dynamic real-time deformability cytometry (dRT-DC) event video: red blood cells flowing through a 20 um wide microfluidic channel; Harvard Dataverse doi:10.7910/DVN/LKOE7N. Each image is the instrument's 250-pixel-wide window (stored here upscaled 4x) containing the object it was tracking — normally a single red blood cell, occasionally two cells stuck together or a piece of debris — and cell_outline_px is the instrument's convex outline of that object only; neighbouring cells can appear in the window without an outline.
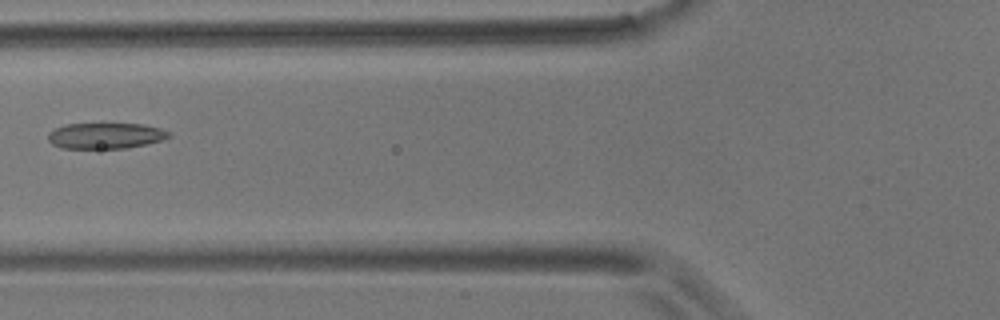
{"species": "common noctule bat (a hibernating species)", "species_latin": "Nyctalus noctula", "temperature_condition": "room temperature", "stored_images_in_passage": 8, "camera_frame_rate_fps": 3000, "um_per_image_px": 0.085, "animal": {"sex": "male", "body_mass_g": 17.9}, "frame": {"image": 1, "passage_image": 6, "time_ms": 6.0, "image_size_px": [1000, 320], "cell_outline_px": [[172, 136], [160, 140], [144, 144], [124, 148], [60, 148], [52, 144], [48, 140], [48, 132], [64, 124], [144, 124], [160, 128], [172, 132]], "centroid_in_image_um": [8.96, 11.53], "position_along_channel_um": 116.8, "area_um2": 18.15}}
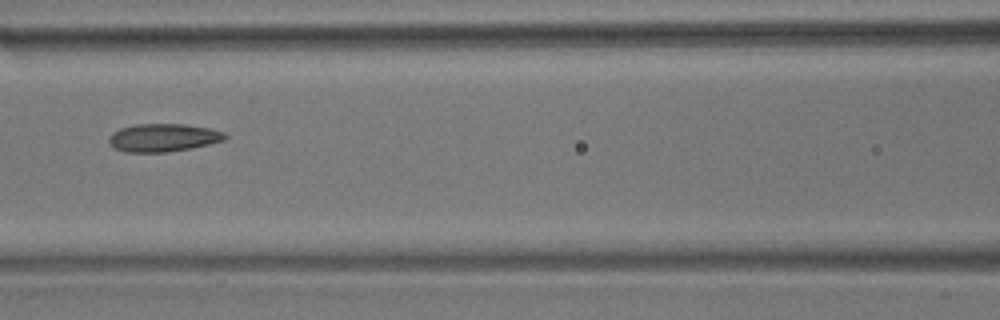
{"frame": {"image": 2, "passage_image": 7, "time_ms": 7.0, "image_size_px": [1000, 320], "cell_outline_px": [[228, 136], [224, 140], [192, 148], [168, 152], [124, 152], [112, 148], [108, 144], [108, 136], [112, 132], [120, 128], [136, 124], [184, 124], [208, 128], [224, 132]], "centroid_in_image_um": [13.81, 11.71], "position_along_channel_um": 152.8, "area_um2": 19.13}}
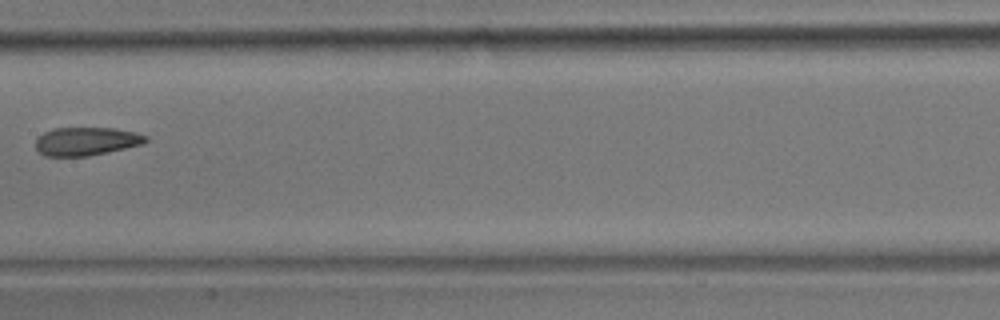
{"frame": {"image": 3, "passage_image": 8, "time_ms": 8.333, "image_size_px": [1000, 320], "cell_outline_px": [[148, 140], [140, 144], [108, 152], [88, 156], [44, 156], [36, 148], [36, 140], [44, 132], [56, 128], [112, 128], [136, 132], [148, 136]], "centroid_in_image_um": [7.33, 12.01], "position_along_channel_um": 200.1, "area_um2": 17.98}}